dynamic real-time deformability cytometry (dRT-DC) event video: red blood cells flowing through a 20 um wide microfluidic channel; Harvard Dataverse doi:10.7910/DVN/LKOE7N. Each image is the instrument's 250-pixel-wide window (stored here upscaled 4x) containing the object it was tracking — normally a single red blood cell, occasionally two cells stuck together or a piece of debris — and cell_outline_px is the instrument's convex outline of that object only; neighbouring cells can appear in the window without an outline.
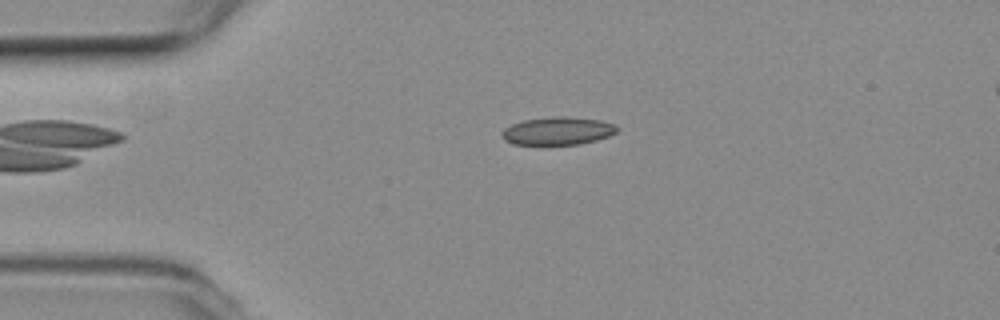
{"species": "common noctule bat (a hibernating species)", "species_latin": "Nyctalus noctula", "temperature_condition": "room temperature", "stored_images_in_passage": 46, "camera_frame_rate_fps": 3000, "um_per_image_px": 0.085, "animal": {"sex": "female", "body_mass_g": 19.3, "forearm_length_mm": 54.1}, "frame": {"image": 1, "passage_image": 4, "time_ms": 1.0, "image_size_px": [1000, 320], "cell_outline_px": [[620, 128], [616, 132], [608, 136], [596, 140], [580, 144], [544, 148], [512, 144], [504, 140], [500, 132], [504, 128], [512, 124], [524, 120], [552, 116], [564, 116], [600, 120], [616, 124]], "centroid_in_image_um": [47.36, 11.18], "position_along_channel_um": 37.6, "area_um2": 19.77}}
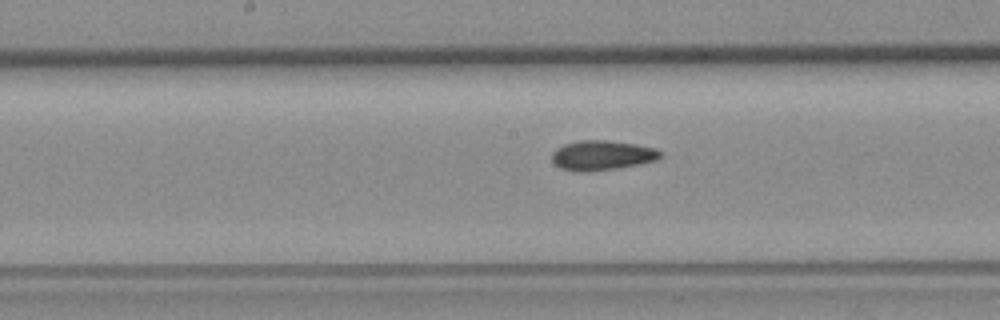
{"frame": {"image": 2, "passage_image": 19, "time_ms": 6.0, "image_size_px": [1000, 320], "cell_outline_px": [[660, 156], [656, 160], [616, 168], [588, 172], [576, 172], [560, 168], [552, 160], [552, 152], [556, 148], [564, 144], [580, 140], [604, 140], [636, 144], [656, 148], [660, 152]], "centroid_in_image_um": [51.12, 13.2], "position_along_channel_um": 197.1, "area_um2": 18.67}}
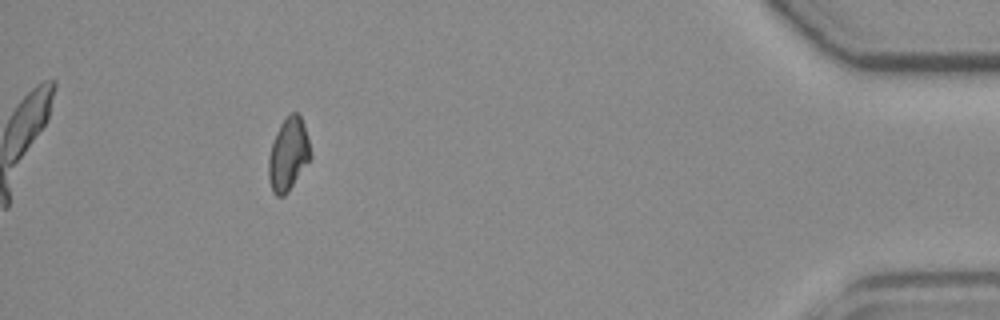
{"frame": {"image": 3, "passage_image": 41, "time_ms": 13.333, "image_size_px": [1000, 320], "cell_outline_px": [[312, 156], [288, 192], [284, 196], [276, 196], [272, 192], [268, 176], [268, 160], [272, 144], [276, 132], [280, 124], [292, 112], [296, 112], [300, 116], [308, 140]], "centroid_in_image_um": [24.49, 13.16], "position_along_channel_um": 410.7, "area_um2": 17.51}, "authors_computed_cell_mechanics": {"area_um2": 18.207, "velocity_mm_per_s": 3.7941, "shape_relaxation_time_tau1_ms": null, "shape_relaxation_time_tau2_ms": 4.9178, "deformation_change_tau1": null, "deformation_change_tau2": 0.0937}}